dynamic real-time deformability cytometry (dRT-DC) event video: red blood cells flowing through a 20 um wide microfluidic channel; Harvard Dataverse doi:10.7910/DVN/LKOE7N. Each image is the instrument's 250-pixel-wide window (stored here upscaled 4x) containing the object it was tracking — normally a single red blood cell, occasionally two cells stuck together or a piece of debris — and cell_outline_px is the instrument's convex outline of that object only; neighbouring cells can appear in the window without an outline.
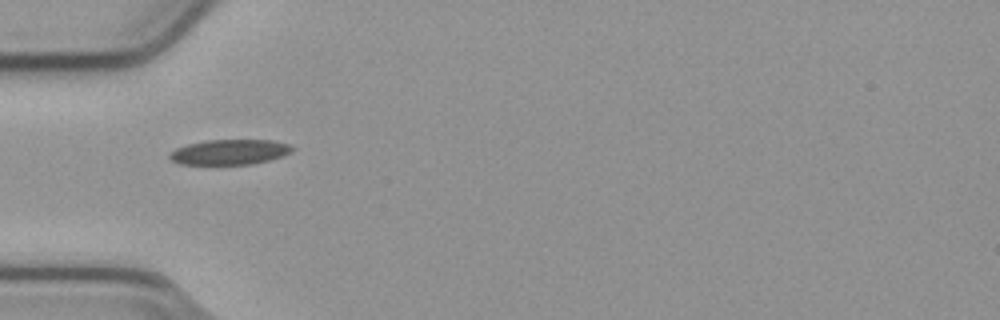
{"species": "common noctule bat (a hibernating species)", "species_latin": "Nyctalus noctula", "temperature_condition": "cold", "stored_images_in_passage": 10, "camera_frame_rate_fps": 3000, "um_per_image_px": 0.085, "animal": {"sex": "male", "body_mass_g": 23.1, "forearm_length_mm": 52.7}, "frame": {"image": 1, "passage_image": 1, "time_ms": 0.0, "image_size_px": [1000, 320], "cell_outline_px": [[292, 152], [268, 160], [252, 164], [180, 164], [172, 160], [168, 156], [176, 148], [188, 144], [204, 140], [272, 140], [292, 144]], "centroid_in_image_um": [19.53, 12.91], "position_along_channel_um": 65.5, "area_um2": 17.86}}
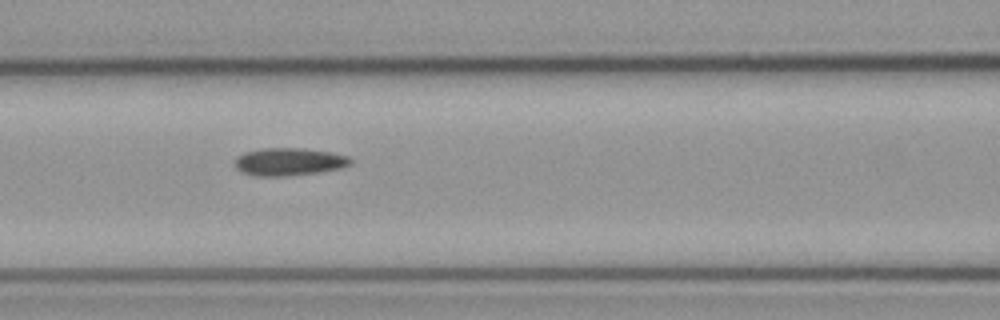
{"frame": {"image": 2, "passage_image": 7, "time_ms": 2.0, "image_size_px": [1000, 320], "cell_outline_px": [[352, 164], [340, 168], [316, 172], [280, 176], [256, 176], [244, 172], [236, 168], [236, 156], [244, 152], [264, 148], [304, 148], [332, 152], [348, 156], [352, 160]], "centroid_in_image_um": [24.58, 13.73], "position_along_channel_um": 142.0, "area_um2": 18.5}}
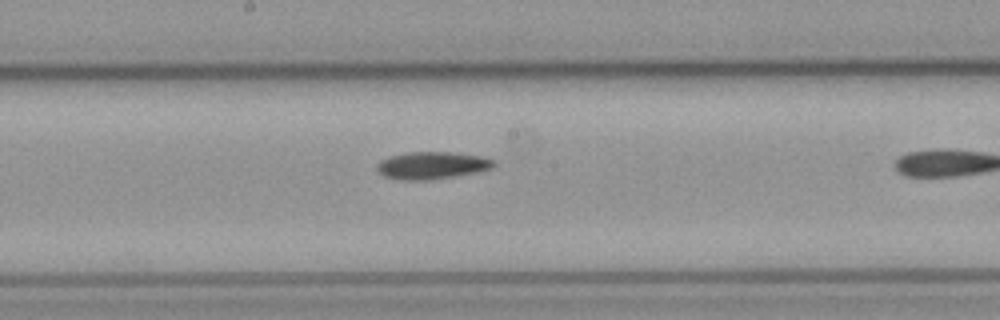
{"frame": {"image": 3, "passage_image": 9, "time_ms": 2.667, "image_size_px": [1000, 320], "cell_outline_px": [[496, 164], [492, 168], [476, 172], [428, 180], [400, 180], [384, 176], [376, 168], [376, 164], [380, 160], [392, 156], [408, 152], [448, 152], [480, 156], [492, 160]], "centroid_in_image_um": [36.68, 14.06], "position_along_channel_um": 211.5, "area_um2": 18.32}}